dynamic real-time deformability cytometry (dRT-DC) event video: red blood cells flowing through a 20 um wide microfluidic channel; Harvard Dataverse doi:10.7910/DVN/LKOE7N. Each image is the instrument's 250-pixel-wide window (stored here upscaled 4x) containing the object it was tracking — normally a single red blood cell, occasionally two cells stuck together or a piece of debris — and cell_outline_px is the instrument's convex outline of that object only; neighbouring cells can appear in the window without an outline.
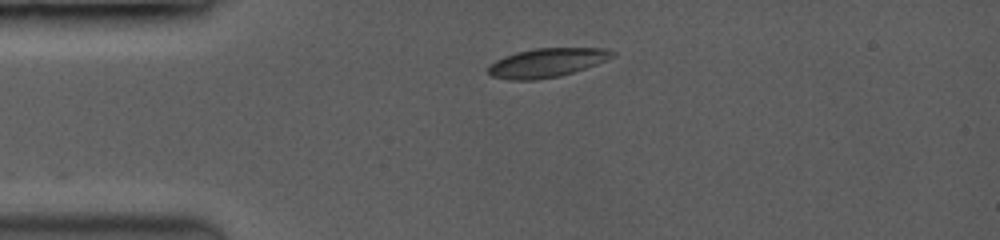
{"species": "common noctule bat (a hibernating species)", "species_latin": "Nyctalus noctula", "temperature_condition": "room temperature", "stored_images_in_passage": 36, "camera_frame_rate_fps": 3500, "um_per_image_px": 0.085, "animal": {"sex": "female", "body_mass_g": 19.0, "forearm_length_mm": 53.3}, "frame": {"image": 1, "passage_image": 1, "time_ms": 0.0, "image_size_px": [1000, 240], "cell_outline_px": [[616, 52], [612, 56], [596, 64], [572, 72], [556, 76], [532, 80], [512, 80], [492, 76], [488, 72], [488, 68], [496, 60], [504, 56], [516, 52], [536, 48], [604, 48]], "centroid_in_image_um": [46.45, 5.32], "position_along_channel_um": 38.5, "area_um2": 20.46}}
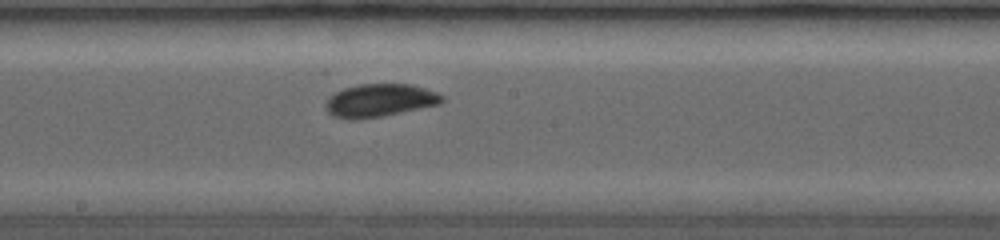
{"frame": {"image": 2, "passage_image": 16, "time_ms": 5.143, "image_size_px": [1000, 240], "cell_outline_px": [[444, 100], [436, 104], [380, 116], [332, 116], [328, 112], [328, 100], [336, 92], [344, 88], [360, 84], [412, 84], [436, 92], [444, 96]], "centroid_in_image_um": [32.34, 8.47], "position_along_channel_um": 215.9, "area_um2": 20.98}}
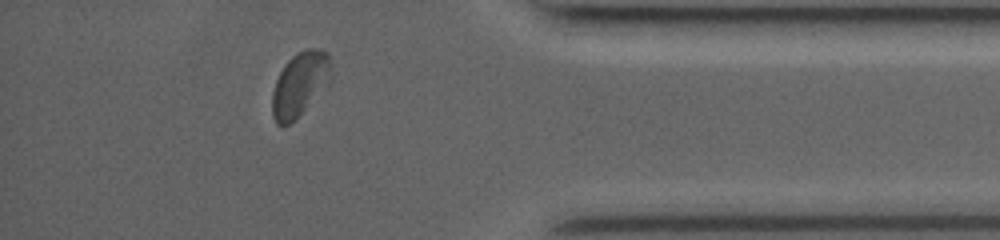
{"frame": {"image": 3, "passage_image": 32, "time_ms": 10.286, "image_size_px": [1000, 240], "cell_outline_px": [[332, 80], [328, 88], [288, 124], [276, 124], [272, 116], [272, 92], [276, 80], [284, 64], [292, 56], [308, 48], [320, 48], [328, 52], [332, 64]], "centroid_in_image_um": [25.55, 7.11], "position_along_channel_um": 409.7, "area_um2": 22.43}, "authors_computed_cell_mechanics": {"area_um2": 21.4149, "velocity_mm_per_s": 4.0354, "shape_relaxation_time_tau1_ms": 2.3688, "shape_relaxation_time_tau2_ms": 6.4147, "deformation_change_tau1": 0.096, "deformation_change_tau2": 0.0563}}